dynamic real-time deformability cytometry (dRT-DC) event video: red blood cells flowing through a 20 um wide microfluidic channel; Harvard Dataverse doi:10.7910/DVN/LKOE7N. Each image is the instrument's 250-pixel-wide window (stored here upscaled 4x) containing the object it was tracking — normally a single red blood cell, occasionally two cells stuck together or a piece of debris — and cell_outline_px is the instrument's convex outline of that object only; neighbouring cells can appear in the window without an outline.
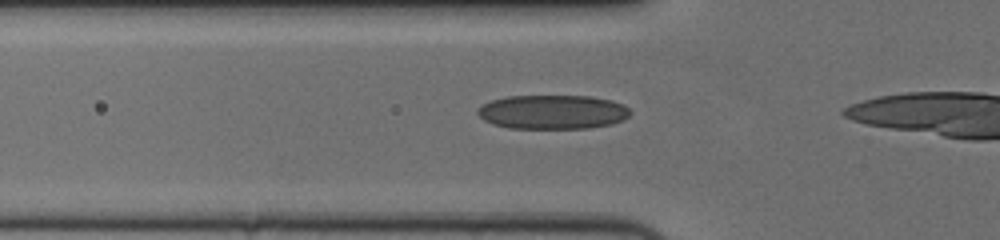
{"species": "human", "species_latin": "Homo sapiens", "temperature_condition": "cold", "stored_images_in_passage": 16, "camera_frame_rate_fps": 3000, "um_per_image_px": 0.085, "donor": {"sex": "female"}, "frame": {"image": 1, "passage_image": 4, "time_ms": 1.0, "image_size_px": [1000, 240], "cell_outline_px": [[632, 112], [624, 120], [612, 124], [588, 128], [508, 128], [492, 124], [484, 120], [476, 112], [484, 104], [492, 100], [508, 96], [592, 96], [612, 100], [624, 104]], "centroid_in_image_um": [47.01, 9.52], "position_along_channel_um": 78.8, "area_um2": 30.46}}
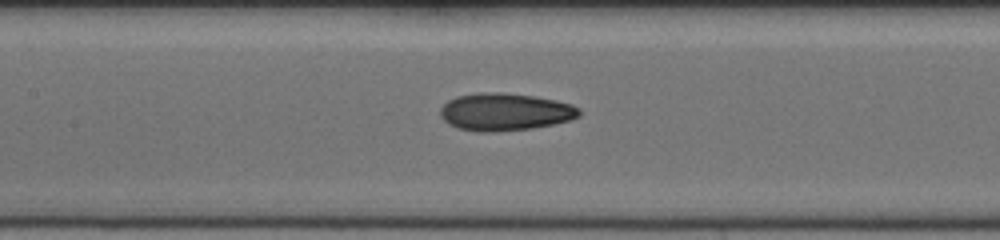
{"frame": {"image": 2, "passage_image": 11, "time_ms": 3.333, "image_size_px": [1000, 240], "cell_outline_px": [[580, 116], [572, 120], [532, 128], [496, 132], [480, 132], [460, 128], [448, 124], [440, 116], [440, 108], [448, 100], [456, 96], [480, 92], [504, 92], [536, 96], [556, 100], [572, 104], [580, 108]], "centroid_in_image_um": [42.94, 9.5], "position_along_channel_um": 164.5, "area_um2": 30.63}}
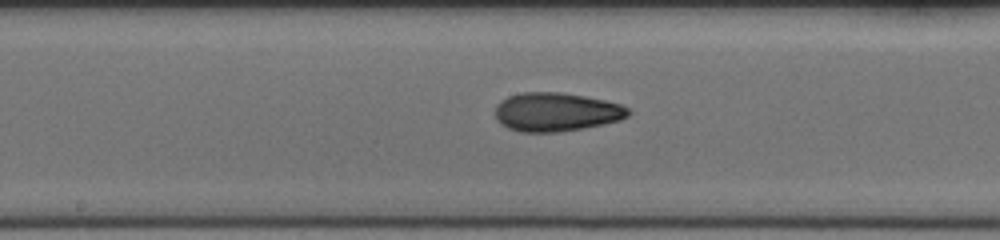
{"frame": {"image": 3, "passage_image": 14, "time_ms": 4.333, "image_size_px": [1000, 240], "cell_outline_px": [[632, 112], [628, 116], [620, 120], [604, 124], [584, 128], [560, 132], [520, 132], [508, 128], [500, 124], [496, 120], [496, 104], [500, 100], [508, 96], [520, 92], [560, 92], [584, 96], [604, 100], [620, 104], [628, 108]], "centroid_in_image_um": [47.26, 9.52], "position_along_channel_um": 200.9, "area_um2": 30.29}}